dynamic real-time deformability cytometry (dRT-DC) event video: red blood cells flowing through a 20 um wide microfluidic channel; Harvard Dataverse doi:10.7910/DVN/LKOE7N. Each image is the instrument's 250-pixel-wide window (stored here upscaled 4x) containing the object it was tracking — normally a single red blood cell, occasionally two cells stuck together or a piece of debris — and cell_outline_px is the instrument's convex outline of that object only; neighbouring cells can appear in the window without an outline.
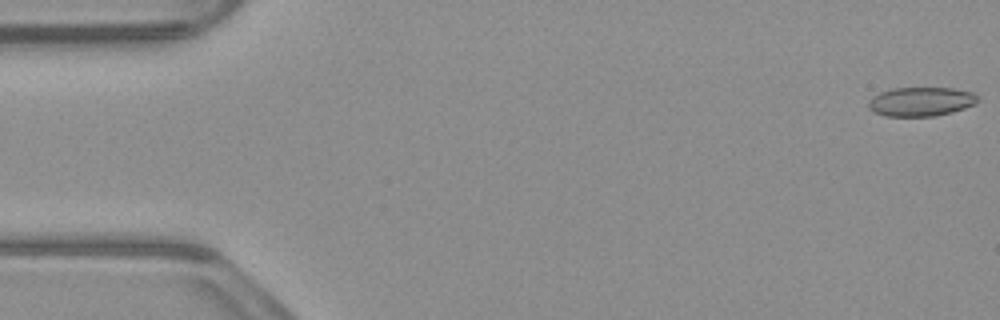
{"species": "common noctule bat (a hibernating species)", "species_latin": "Nyctalus noctula", "temperature_condition": "warm", "stored_images_in_passage": 50, "camera_frame_rate_fps": 3000, "um_per_image_px": 0.085, "animal": {"sex": "male", "body_mass_g": 23.1, "forearm_length_mm": 52.7}, "frame": {"image": 1, "passage_image": 1, "time_ms": 0.0, "image_size_px": [1000, 320], "cell_outline_px": [[980, 100], [976, 104], [952, 112], [936, 116], [884, 116], [868, 108], [868, 100], [872, 96], [880, 92], [892, 88], [952, 88], [976, 92]], "centroid_in_image_um": [78.31, 8.63], "position_along_channel_um": 6.7, "area_um2": 18.79}}
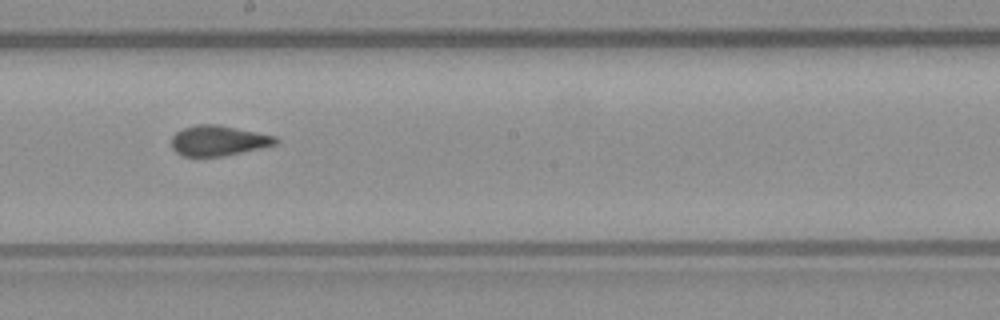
{"frame": {"image": 2, "passage_image": 29, "time_ms": 9.333, "image_size_px": [1000, 320], "cell_outline_px": [[280, 140], [276, 144], [260, 148], [224, 156], [184, 156], [176, 152], [172, 148], [172, 136], [176, 132], [184, 128], [196, 124], [216, 124], [276, 136]], "centroid_in_image_um": [18.56, 11.95], "position_along_channel_um": 229.6, "area_um2": 18.26}}
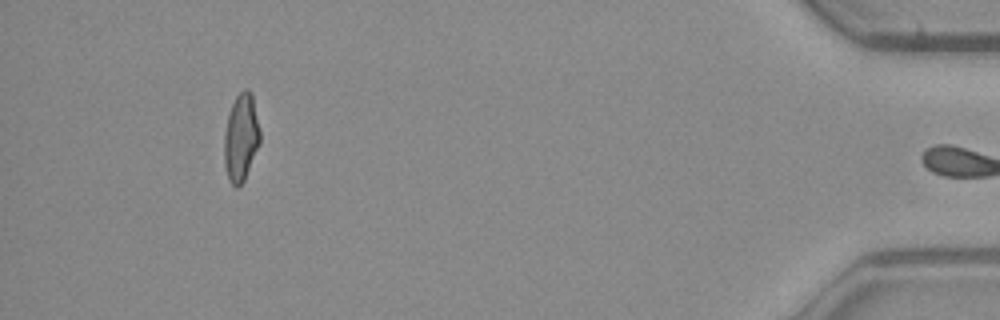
{"frame": {"image": 3, "passage_image": 49, "time_ms": 16.0, "image_size_px": [1000, 320], "cell_outline_px": [[260, 140], [244, 180], [236, 188], [228, 180], [224, 164], [224, 132], [228, 112], [236, 96], [244, 88], [248, 88], [252, 92], [260, 132]], "centroid_in_image_um": [20.46, 11.65], "position_along_channel_um": 414.7, "area_um2": 18.26}, "authors_computed_cell_mechanics": {"area_um2": 18.8428, "velocity_mm_per_s": 3.9195, "shape_relaxation_time_tau1_ms": null, "shape_relaxation_time_tau2_ms": 1.0765, "deformation_change_tau1": null, "deformation_change_tau2": 0.0848}}